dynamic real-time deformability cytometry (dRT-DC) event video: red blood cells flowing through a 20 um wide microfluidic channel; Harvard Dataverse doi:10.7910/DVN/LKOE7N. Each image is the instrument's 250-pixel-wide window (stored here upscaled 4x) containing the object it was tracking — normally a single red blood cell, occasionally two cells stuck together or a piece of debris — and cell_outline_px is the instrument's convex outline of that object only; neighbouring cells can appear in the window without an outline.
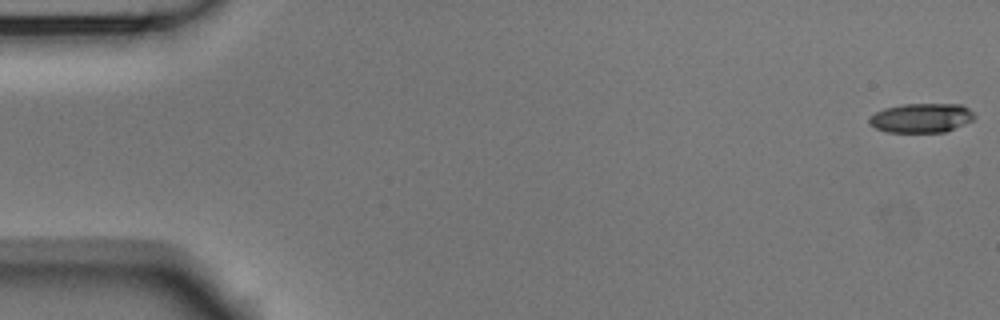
{"species": "Egyptian fruit bat (a non-hibernating species)", "species_latin": "Rousettus aegyptiacus", "temperature_condition": "room temperature", "stored_images_in_passage": 12, "camera_frame_rate_fps": 3000, "um_per_image_px": 0.085, "animal": {"sex": "male"}, "frame": {"image": 1, "passage_image": 1, "time_ms": 0.0, "image_size_px": [1000, 320], "cell_outline_px": [[976, 116], [972, 120], [964, 124], [944, 132], [884, 132], [876, 128], [868, 120], [876, 112], [884, 108], [904, 104], [960, 104], [968, 108]], "centroid_in_image_um": [78.32, 10.02], "position_along_channel_um": 6.7, "area_um2": 17.8}}